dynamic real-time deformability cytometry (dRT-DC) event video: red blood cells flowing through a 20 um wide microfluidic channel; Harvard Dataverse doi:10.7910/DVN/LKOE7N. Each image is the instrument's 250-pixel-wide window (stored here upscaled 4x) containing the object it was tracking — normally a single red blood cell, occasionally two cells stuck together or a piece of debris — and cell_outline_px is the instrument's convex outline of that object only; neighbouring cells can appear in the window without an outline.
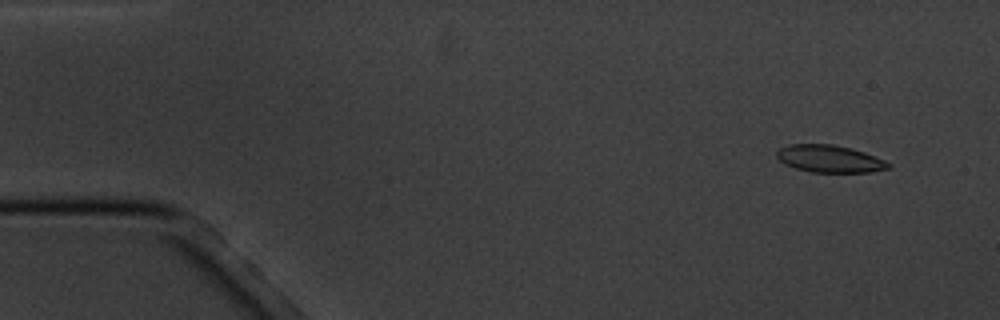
{"species": "common noctule bat (a hibernating species)", "species_latin": "Nyctalus noctula", "temperature_condition": "cold", "stored_images_in_passage": 4, "camera_frame_rate_fps": 3000, "um_per_image_px": 0.085, "animal": {"sex": "male", "body_mass_g": 20.1, "forearm_length_mm": 53.5}, "frame": {"image": 1, "passage_image": 1, "time_ms": 0.0, "image_size_px": [1000, 320], "cell_outline_px": [[892, 168], [872, 172], [812, 172], [796, 168], [784, 164], [776, 156], [776, 152], [780, 148], [788, 144], [832, 144], [852, 148], [864, 152], [884, 160], [892, 164]], "centroid_in_image_um": [70.54, 13.5], "position_along_channel_um": 14.5, "area_um2": 17.86}}
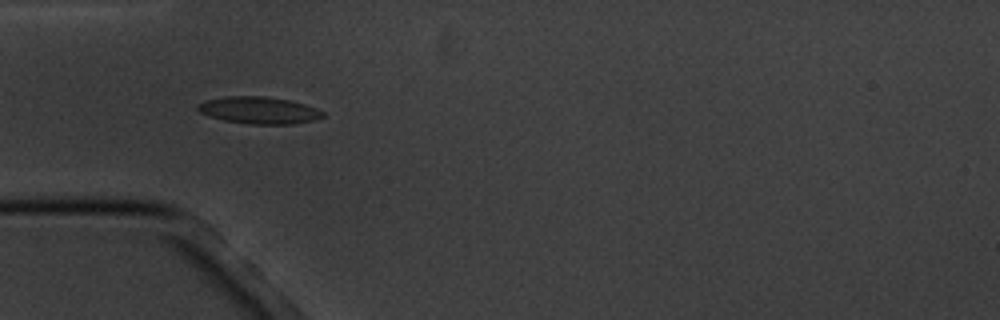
{"frame": {"image": 2, "passage_image": 4, "time_ms": 4.333, "image_size_px": [1000, 320], "cell_outline_px": [[324, 116], [312, 120], [292, 124], [248, 124], [224, 120], [200, 112], [196, 108], [196, 104], [208, 100], [228, 96], [264, 96], [288, 100], [304, 104], [316, 108], [324, 112]], "centroid_in_image_um": [22.01, 9.37], "position_along_channel_um": 63.0, "area_um2": 19.42}}